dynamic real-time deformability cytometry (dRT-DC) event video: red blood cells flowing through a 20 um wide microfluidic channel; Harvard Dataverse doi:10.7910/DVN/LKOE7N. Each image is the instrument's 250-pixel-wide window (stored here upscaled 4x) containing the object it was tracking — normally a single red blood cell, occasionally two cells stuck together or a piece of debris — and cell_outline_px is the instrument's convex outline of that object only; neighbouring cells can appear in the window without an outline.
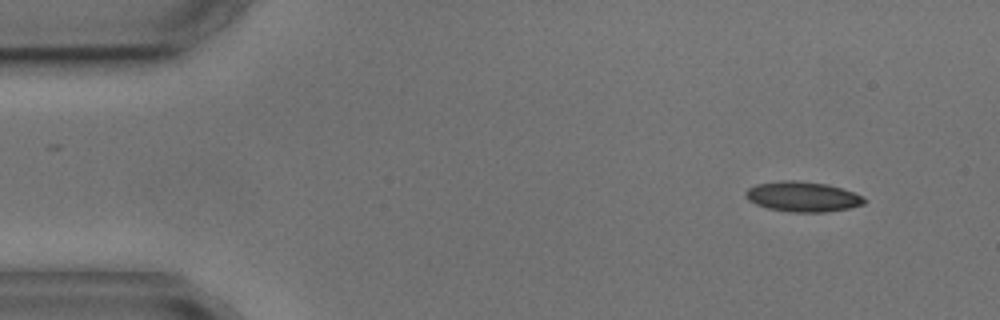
{"species": "common noctule bat (a hibernating species)", "species_latin": "Nyctalus noctula", "temperature_condition": "cold", "stored_images_in_passage": 4, "camera_frame_rate_fps": 3000, "um_per_image_px": 0.085, "animal": {"sex": "male", "body_mass_g": 17.9, "forearm_length_mm": 54.2}, "frame": {"image": 1, "passage_image": 1, "time_ms": 0.0, "image_size_px": [1000, 320], "cell_outline_px": [[868, 200], [864, 204], [848, 208], [828, 212], [788, 212], [768, 208], [756, 204], [748, 200], [744, 196], [744, 192], [748, 188], [756, 184], [780, 180], [796, 180], [828, 184], [852, 192]], "centroid_in_image_um": [68.18, 16.71], "position_along_channel_um": 16.8, "area_um2": 20.92}}